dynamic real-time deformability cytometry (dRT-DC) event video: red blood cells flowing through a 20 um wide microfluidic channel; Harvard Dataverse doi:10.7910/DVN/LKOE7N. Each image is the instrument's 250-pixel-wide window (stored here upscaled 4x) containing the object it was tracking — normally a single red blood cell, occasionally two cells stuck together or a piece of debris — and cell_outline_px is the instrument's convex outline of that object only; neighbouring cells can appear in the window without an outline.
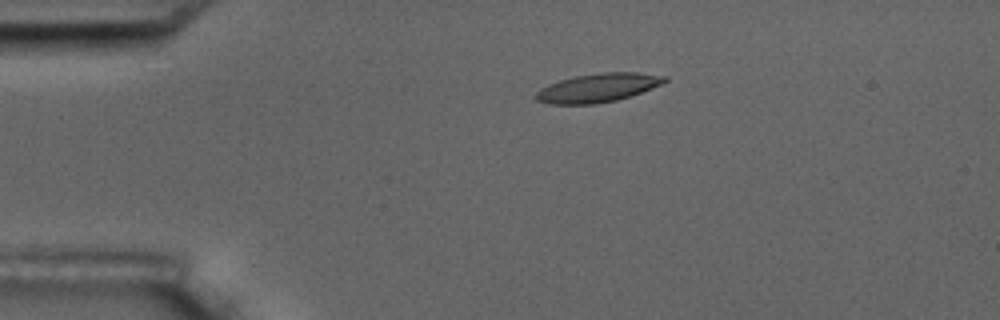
{"species": "common noctule bat (a hibernating species)", "species_latin": "Nyctalus noctula", "temperature_condition": "room temperature", "stored_images_in_passage": 16, "camera_frame_rate_fps": 3000, "um_per_image_px": 0.085, "animal": {"sex": "male", "body_mass_g": 17.5, "forearm_length_mm": 52.3}, "frame": {"image": 1, "passage_image": 3, "time_ms": 2.0, "image_size_px": [1000, 320], "cell_outline_px": [[668, 80], [660, 84], [640, 92], [616, 100], [592, 104], [552, 104], [536, 100], [532, 96], [540, 88], [548, 84], [560, 80], [576, 76], [600, 72], [636, 72], [668, 76]], "centroid_in_image_um": [50.78, 7.45], "position_along_channel_um": 34.2, "area_um2": 21.39}}
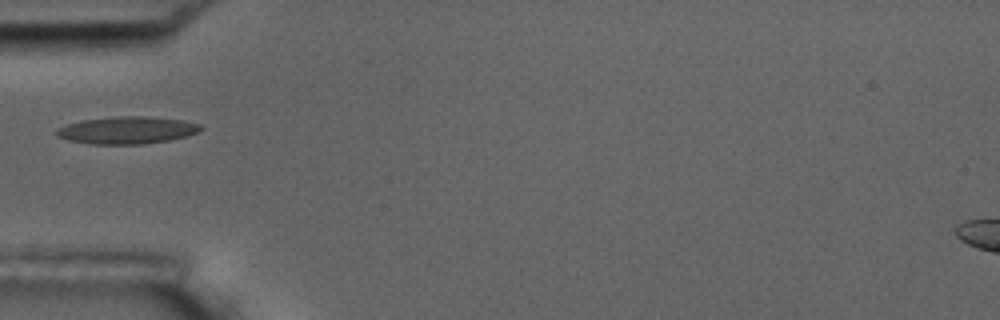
{"frame": {"image": 2, "passage_image": 5, "time_ms": 4.333, "image_size_px": [1000, 320], "cell_outline_px": [[204, 128], [188, 136], [168, 140], [140, 144], [88, 144], [68, 140], [56, 136], [56, 128], [80, 120], [116, 116], [148, 116], [180, 120], [200, 124]], "centroid_in_image_um": [10.76, 11.06], "position_along_channel_um": 74.2, "area_um2": 22.95}}
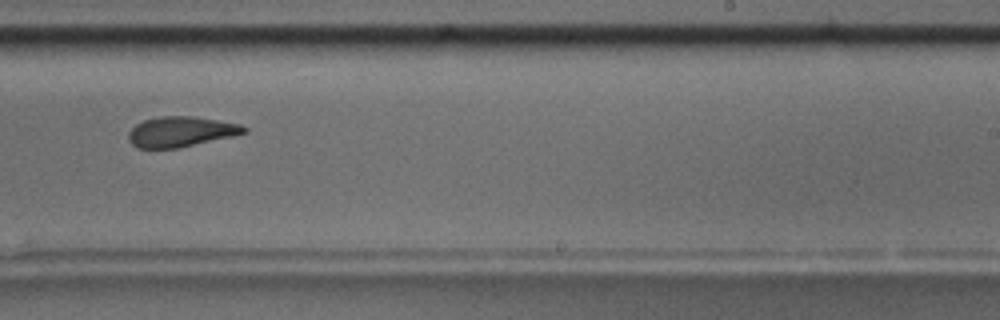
{"frame": {"image": 3, "passage_image": 10, "time_ms": 10.0, "image_size_px": [1000, 320], "cell_outline_px": [[248, 132], [232, 136], [180, 148], [136, 148], [128, 140], [128, 132], [136, 124], [144, 120], [160, 116], [192, 116], [240, 124], [248, 128]], "centroid_in_image_um": [15.36, 11.2], "position_along_channel_um": 273.6, "area_um2": 20.4}, "authors_computed_cell_mechanics": {"area_um2": 21.1837, "velocity_mm_per_s": 3.5259, "shape_relaxation_time_tau1_ms": 10.6026, "shape_relaxation_time_tau2_ms": 2.7066, "deformation_change_tau1": 0.2367, "deformation_change_tau2": 0.1016}}